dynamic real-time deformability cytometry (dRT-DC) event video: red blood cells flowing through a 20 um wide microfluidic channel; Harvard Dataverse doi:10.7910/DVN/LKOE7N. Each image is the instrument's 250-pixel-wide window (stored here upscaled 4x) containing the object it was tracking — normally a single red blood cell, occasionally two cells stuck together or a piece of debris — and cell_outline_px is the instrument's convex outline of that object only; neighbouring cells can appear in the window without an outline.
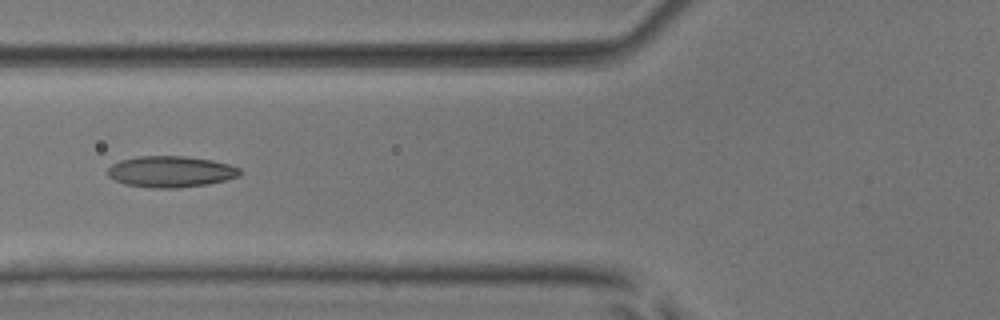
{"species": "common noctule bat (a hibernating species)", "species_latin": "Nyctalus noctula", "temperature_condition": "room temperature", "stored_images_in_passage": 29, "camera_frame_rate_fps": 3000, "um_per_image_px": 0.085, "animal": {"sex": "male", "body_mass_g": 17.9, "forearm_length_mm": 54.2}, "frame": {"image": 1, "passage_image": 17, "time_ms": 5.333, "image_size_px": [1000, 320], "cell_outline_px": [[240, 172], [236, 176], [224, 180], [208, 184], [176, 188], [152, 188], [124, 184], [108, 176], [108, 168], [112, 164], [120, 160], [140, 156], [184, 156], [212, 160], [228, 164], [240, 168]], "centroid_in_image_um": [14.48, 14.59], "position_along_channel_um": 111.3, "area_um2": 23.87}}